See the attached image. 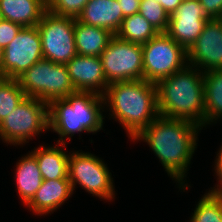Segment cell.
<instances>
[{"label": "cell", "instance_id": "11", "mask_svg": "<svg viewBox=\"0 0 222 222\" xmlns=\"http://www.w3.org/2000/svg\"><path fill=\"white\" fill-rule=\"evenodd\" d=\"M41 59L42 43L37 26L23 27L4 48L2 77L16 79Z\"/></svg>", "mask_w": 222, "mask_h": 222}, {"label": "cell", "instance_id": "12", "mask_svg": "<svg viewBox=\"0 0 222 222\" xmlns=\"http://www.w3.org/2000/svg\"><path fill=\"white\" fill-rule=\"evenodd\" d=\"M209 19L199 0H183L177 10L170 14L166 33L188 50Z\"/></svg>", "mask_w": 222, "mask_h": 222}, {"label": "cell", "instance_id": "8", "mask_svg": "<svg viewBox=\"0 0 222 222\" xmlns=\"http://www.w3.org/2000/svg\"><path fill=\"white\" fill-rule=\"evenodd\" d=\"M68 177L73 192L80 185L92 196L112 201L115 187L112 174L103 159L89 152H69Z\"/></svg>", "mask_w": 222, "mask_h": 222}, {"label": "cell", "instance_id": "32", "mask_svg": "<svg viewBox=\"0 0 222 222\" xmlns=\"http://www.w3.org/2000/svg\"><path fill=\"white\" fill-rule=\"evenodd\" d=\"M3 58H4V48L0 46V77H2Z\"/></svg>", "mask_w": 222, "mask_h": 222}, {"label": "cell", "instance_id": "28", "mask_svg": "<svg viewBox=\"0 0 222 222\" xmlns=\"http://www.w3.org/2000/svg\"><path fill=\"white\" fill-rule=\"evenodd\" d=\"M216 157L214 170L218 179V184L215 185V187H212L208 192L222 198V145L218 150Z\"/></svg>", "mask_w": 222, "mask_h": 222}, {"label": "cell", "instance_id": "1", "mask_svg": "<svg viewBox=\"0 0 222 222\" xmlns=\"http://www.w3.org/2000/svg\"><path fill=\"white\" fill-rule=\"evenodd\" d=\"M202 127L194 122L158 115L134 141H144L158 157L168 176L178 183L179 189L189 187L185 183L193 154L197 148Z\"/></svg>", "mask_w": 222, "mask_h": 222}, {"label": "cell", "instance_id": "26", "mask_svg": "<svg viewBox=\"0 0 222 222\" xmlns=\"http://www.w3.org/2000/svg\"><path fill=\"white\" fill-rule=\"evenodd\" d=\"M89 0H47V10L55 15L77 18Z\"/></svg>", "mask_w": 222, "mask_h": 222}, {"label": "cell", "instance_id": "13", "mask_svg": "<svg viewBox=\"0 0 222 222\" xmlns=\"http://www.w3.org/2000/svg\"><path fill=\"white\" fill-rule=\"evenodd\" d=\"M188 65L202 72L222 68V25L219 19L207 20L203 31L187 50Z\"/></svg>", "mask_w": 222, "mask_h": 222}, {"label": "cell", "instance_id": "33", "mask_svg": "<svg viewBox=\"0 0 222 222\" xmlns=\"http://www.w3.org/2000/svg\"><path fill=\"white\" fill-rule=\"evenodd\" d=\"M3 20V16H2V13H1V10H0V22Z\"/></svg>", "mask_w": 222, "mask_h": 222}, {"label": "cell", "instance_id": "5", "mask_svg": "<svg viewBox=\"0 0 222 222\" xmlns=\"http://www.w3.org/2000/svg\"><path fill=\"white\" fill-rule=\"evenodd\" d=\"M26 97L37 98L47 104L75 93L65 64L41 59L16 78Z\"/></svg>", "mask_w": 222, "mask_h": 222}, {"label": "cell", "instance_id": "24", "mask_svg": "<svg viewBox=\"0 0 222 222\" xmlns=\"http://www.w3.org/2000/svg\"><path fill=\"white\" fill-rule=\"evenodd\" d=\"M190 222H222V198L205 193L198 201Z\"/></svg>", "mask_w": 222, "mask_h": 222}, {"label": "cell", "instance_id": "22", "mask_svg": "<svg viewBox=\"0 0 222 222\" xmlns=\"http://www.w3.org/2000/svg\"><path fill=\"white\" fill-rule=\"evenodd\" d=\"M158 33L140 13H136L123 19L115 35L131 43L143 45Z\"/></svg>", "mask_w": 222, "mask_h": 222}, {"label": "cell", "instance_id": "21", "mask_svg": "<svg viewBox=\"0 0 222 222\" xmlns=\"http://www.w3.org/2000/svg\"><path fill=\"white\" fill-rule=\"evenodd\" d=\"M203 89L206 128L222 119V68L204 72Z\"/></svg>", "mask_w": 222, "mask_h": 222}, {"label": "cell", "instance_id": "34", "mask_svg": "<svg viewBox=\"0 0 222 222\" xmlns=\"http://www.w3.org/2000/svg\"><path fill=\"white\" fill-rule=\"evenodd\" d=\"M218 19H219V21H220V23L222 25V15Z\"/></svg>", "mask_w": 222, "mask_h": 222}, {"label": "cell", "instance_id": "25", "mask_svg": "<svg viewBox=\"0 0 222 222\" xmlns=\"http://www.w3.org/2000/svg\"><path fill=\"white\" fill-rule=\"evenodd\" d=\"M139 13L158 31L166 32L170 15L155 0H141Z\"/></svg>", "mask_w": 222, "mask_h": 222}, {"label": "cell", "instance_id": "14", "mask_svg": "<svg viewBox=\"0 0 222 222\" xmlns=\"http://www.w3.org/2000/svg\"><path fill=\"white\" fill-rule=\"evenodd\" d=\"M76 91L103 95L108 87L100 57L75 55L66 64Z\"/></svg>", "mask_w": 222, "mask_h": 222}, {"label": "cell", "instance_id": "3", "mask_svg": "<svg viewBox=\"0 0 222 222\" xmlns=\"http://www.w3.org/2000/svg\"><path fill=\"white\" fill-rule=\"evenodd\" d=\"M204 72L187 65L156 83L159 115L205 127Z\"/></svg>", "mask_w": 222, "mask_h": 222}, {"label": "cell", "instance_id": "2", "mask_svg": "<svg viewBox=\"0 0 222 222\" xmlns=\"http://www.w3.org/2000/svg\"><path fill=\"white\" fill-rule=\"evenodd\" d=\"M103 100L132 141L159 115L156 84L144 79L109 84Z\"/></svg>", "mask_w": 222, "mask_h": 222}, {"label": "cell", "instance_id": "30", "mask_svg": "<svg viewBox=\"0 0 222 222\" xmlns=\"http://www.w3.org/2000/svg\"><path fill=\"white\" fill-rule=\"evenodd\" d=\"M117 1L124 17L139 13L141 0H117Z\"/></svg>", "mask_w": 222, "mask_h": 222}, {"label": "cell", "instance_id": "18", "mask_svg": "<svg viewBox=\"0 0 222 222\" xmlns=\"http://www.w3.org/2000/svg\"><path fill=\"white\" fill-rule=\"evenodd\" d=\"M0 10L4 20L33 27L47 11V0H0Z\"/></svg>", "mask_w": 222, "mask_h": 222}, {"label": "cell", "instance_id": "4", "mask_svg": "<svg viewBox=\"0 0 222 222\" xmlns=\"http://www.w3.org/2000/svg\"><path fill=\"white\" fill-rule=\"evenodd\" d=\"M102 112L103 95L76 91L49 104V130L59 135L58 144H66L65 138L70 141L75 133L93 134L103 130L106 116Z\"/></svg>", "mask_w": 222, "mask_h": 222}, {"label": "cell", "instance_id": "16", "mask_svg": "<svg viewBox=\"0 0 222 222\" xmlns=\"http://www.w3.org/2000/svg\"><path fill=\"white\" fill-rule=\"evenodd\" d=\"M124 18L117 0H89L76 19L86 25L105 28L115 35Z\"/></svg>", "mask_w": 222, "mask_h": 222}, {"label": "cell", "instance_id": "15", "mask_svg": "<svg viewBox=\"0 0 222 222\" xmlns=\"http://www.w3.org/2000/svg\"><path fill=\"white\" fill-rule=\"evenodd\" d=\"M73 193L69 179L43 180L40 188L26 205L37 216H44L56 211Z\"/></svg>", "mask_w": 222, "mask_h": 222}, {"label": "cell", "instance_id": "27", "mask_svg": "<svg viewBox=\"0 0 222 222\" xmlns=\"http://www.w3.org/2000/svg\"><path fill=\"white\" fill-rule=\"evenodd\" d=\"M22 28L23 26L18 23L3 19L0 22V46L5 48Z\"/></svg>", "mask_w": 222, "mask_h": 222}, {"label": "cell", "instance_id": "6", "mask_svg": "<svg viewBox=\"0 0 222 222\" xmlns=\"http://www.w3.org/2000/svg\"><path fill=\"white\" fill-rule=\"evenodd\" d=\"M49 131V104L33 97L25 99L0 123V138L18 146Z\"/></svg>", "mask_w": 222, "mask_h": 222}, {"label": "cell", "instance_id": "29", "mask_svg": "<svg viewBox=\"0 0 222 222\" xmlns=\"http://www.w3.org/2000/svg\"><path fill=\"white\" fill-rule=\"evenodd\" d=\"M199 3L210 19H218L222 15V0H199Z\"/></svg>", "mask_w": 222, "mask_h": 222}, {"label": "cell", "instance_id": "19", "mask_svg": "<svg viewBox=\"0 0 222 222\" xmlns=\"http://www.w3.org/2000/svg\"><path fill=\"white\" fill-rule=\"evenodd\" d=\"M113 36L105 28L86 25L75 19L74 39L78 55L99 57Z\"/></svg>", "mask_w": 222, "mask_h": 222}, {"label": "cell", "instance_id": "31", "mask_svg": "<svg viewBox=\"0 0 222 222\" xmlns=\"http://www.w3.org/2000/svg\"><path fill=\"white\" fill-rule=\"evenodd\" d=\"M155 1L160 3L161 6L170 15L175 10H177V8L179 7V5L182 3L183 0H155Z\"/></svg>", "mask_w": 222, "mask_h": 222}, {"label": "cell", "instance_id": "23", "mask_svg": "<svg viewBox=\"0 0 222 222\" xmlns=\"http://www.w3.org/2000/svg\"><path fill=\"white\" fill-rule=\"evenodd\" d=\"M16 79L0 77V123L25 99Z\"/></svg>", "mask_w": 222, "mask_h": 222}, {"label": "cell", "instance_id": "10", "mask_svg": "<svg viewBox=\"0 0 222 222\" xmlns=\"http://www.w3.org/2000/svg\"><path fill=\"white\" fill-rule=\"evenodd\" d=\"M99 57L108 84L143 80L142 45L114 35Z\"/></svg>", "mask_w": 222, "mask_h": 222}, {"label": "cell", "instance_id": "7", "mask_svg": "<svg viewBox=\"0 0 222 222\" xmlns=\"http://www.w3.org/2000/svg\"><path fill=\"white\" fill-rule=\"evenodd\" d=\"M143 79L157 83L188 65L187 50L166 32H159L142 45Z\"/></svg>", "mask_w": 222, "mask_h": 222}, {"label": "cell", "instance_id": "17", "mask_svg": "<svg viewBox=\"0 0 222 222\" xmlns=\"http://www.w3.org/2000/svg\"><path fill=\"white\" fill-rule=\"evenodd\" d=\"M64 145L67 146V144L61 143L45 147L44 145H39V147H34L33 151H31L36 157L43 180L69 179V154L63 148L65 147Z\"/></svg>", "mask_w": 222, "mask_h": 222}, {"label": "cell", "instance_id": "20", "mask_svg": "<svg viewBox=\"0 0 222 222\" xmlns=\"http://www.w3.org/2000/svg\"><path fill=\"white\" fill-rule=\"evenodd\" d=\"M23 156L16 163L15 181L18 195L23 204L26 205L42 185L43 177L36 157L31 152Z\"/></svg>", "mask_w": 222, "mask_h": 222}, {"label": "cell", "instance_id": "9", "mask_svg": "<svg viewBox=\"0 0 222 222\" xmlns=\"http://www.w3.org/2000/svg\"><path fill=\"white\" fill-rule=\"evenodd\" d=\"M37 28L41 37L43 59L66 65L77 55L75 18L55 15L47 10Z\"/></svg>", "mask_w": 222, "mask_h": 222}]
</instances>
